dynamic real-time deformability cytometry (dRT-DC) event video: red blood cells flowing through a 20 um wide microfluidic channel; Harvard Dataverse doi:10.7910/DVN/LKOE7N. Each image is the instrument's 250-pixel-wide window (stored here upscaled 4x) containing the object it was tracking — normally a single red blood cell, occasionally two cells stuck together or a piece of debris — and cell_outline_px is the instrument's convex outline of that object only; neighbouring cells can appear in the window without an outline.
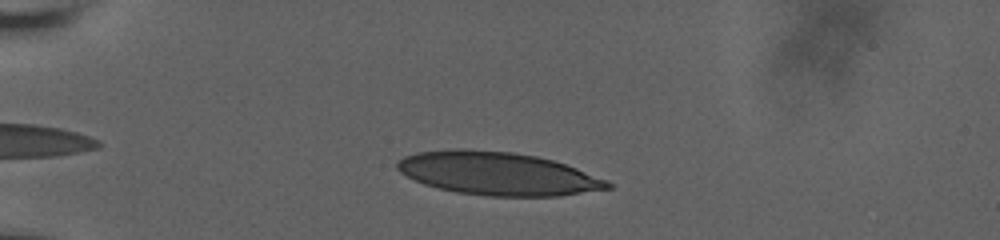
{"species": "human", "species_latin": "Homo sapiens", "temperature_condition": "room temperature", "stored_images_in_passage": 43, "camera_frame_rate_fps": 3000, "um_per_image_px": 0.085, "donor": {"sex": "male"}, "frame": {"image": 1, "passage_image": 7, "time_ms": 2.0, "image_size_px": [1000, 240], "cell_outline_px": [[612, 188], [556, 196], [488, 196], [456, 192], [424, 184], [400, 172], [396, 168], [396, 164], [404, 156], [416, 152], [456, 148], [460, 148], [512, 152], [536, 156], [552, 160], [576, 168], [608, 180], [612, 184]], "centroid_in_image_um": [42.29, 14.74], "position_along_channel_um": 42.7, "area_um2": 52.6}}
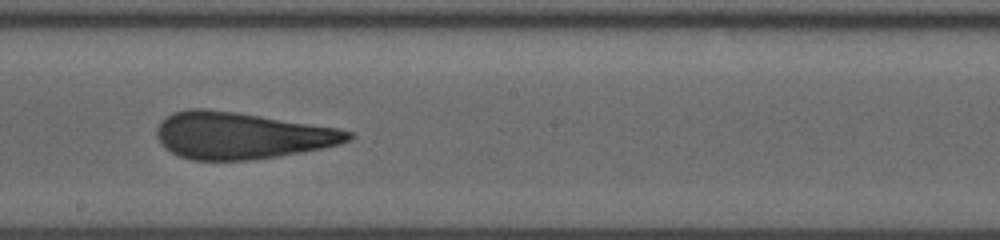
{"frame": {"image": 2, "passage_image": 26, "time_ms": 8.333, "image_size_px": [1000, 240], "cell_outline_px": [[352, 136], [348, 140], [340, 144], [300, 152], [276, 156], [248, 160], [192, 160], [180, 156], [164, 148], [156, 136], [156, 128], [160, 120], [172, 112], [188, 108], [208, 108], [236, 112], [336, 128], [352, 132]], "centroid_in_image_um": [20.42, 11.51], "position_along_channel_um": 227.8, "area_um2": 51.9}}
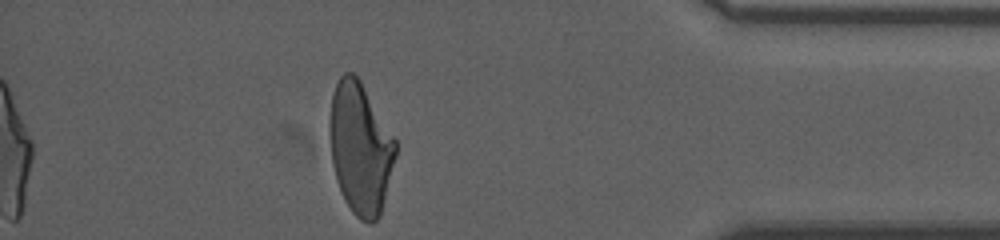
{"frame": {"image": 3, "passage_image": 43, "time_ms": 14.0, "image_size_px": [1000, 240], "cell_outline_px": [[396, 156], [380, 216], [372, 224], [368, 224], [360, 220], [352, 212], [344, 200], [340, 192], [336, 180], [332, 164], [328, 132], [328, 120], [332, 96], [336, 84], [340, 76], [344, 72], [352, 72], [360, 80], [396, 140]], "centroid_in_image_um": [30.6, 12.62], "position_along_channel_um": 404.6, "area_um2": 50.86}}